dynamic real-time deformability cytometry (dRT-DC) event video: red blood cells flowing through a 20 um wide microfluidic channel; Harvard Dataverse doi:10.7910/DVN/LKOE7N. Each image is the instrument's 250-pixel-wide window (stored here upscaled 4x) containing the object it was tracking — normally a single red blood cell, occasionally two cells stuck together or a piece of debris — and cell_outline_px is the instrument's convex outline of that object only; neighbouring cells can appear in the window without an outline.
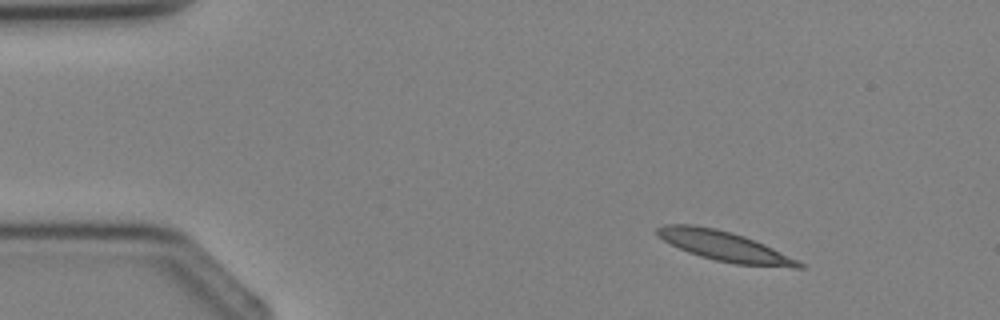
{"species": "Egyptian fruit bat (a non-hibernating species)", "species_latin": "Rousettus aegyptiacus", "temperature_condition": "cold", "stored_images_in_passage": 3, "segment_of_instrument_passage": [1, 2], "camera_frame_rate_fps": 3000, "um_per_image_px": 0.085, "animal": {"sex": "female"}, "frame": {"image": 1, "passage_image": 1, "time_ms": 0.0, "image_size_px": [1000, 320], "cell_outline_px": [[804, 268], [792, 268], [736, 264], [716, 260], [700, 256], [688, 252], [664, 240], [656, 232], [656, 228], [664, 224], [692, 224], [716, 228], [732, 232], [744, 236], [764, 244], [804, 264]], "centroid_in_image_um": [61.57, 20.92], "position_along_channel_um": 23.4, "area_um2": 24.33}}
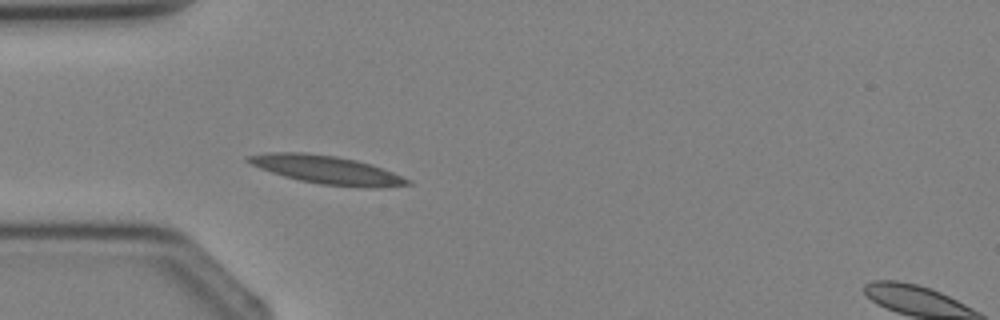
{"frame": {"image": 2, "passage_image": 2, "time_ms": 2.0, "image_size_px": [1000, 320], "cell_outline_px": [[412, 184], [380, 188], [368, 188], [320, 184], [300, 180], [284, 176], [260, 168], [244, 160], [244, 156], [272, 152], [304, 152], [336, 156], [356, 160], [392, 172], [412, 180]], "centroid_in_image_um": [27.78, 14.44], "position_along_channel_um": 57.2, "area_um2": 26.13}}